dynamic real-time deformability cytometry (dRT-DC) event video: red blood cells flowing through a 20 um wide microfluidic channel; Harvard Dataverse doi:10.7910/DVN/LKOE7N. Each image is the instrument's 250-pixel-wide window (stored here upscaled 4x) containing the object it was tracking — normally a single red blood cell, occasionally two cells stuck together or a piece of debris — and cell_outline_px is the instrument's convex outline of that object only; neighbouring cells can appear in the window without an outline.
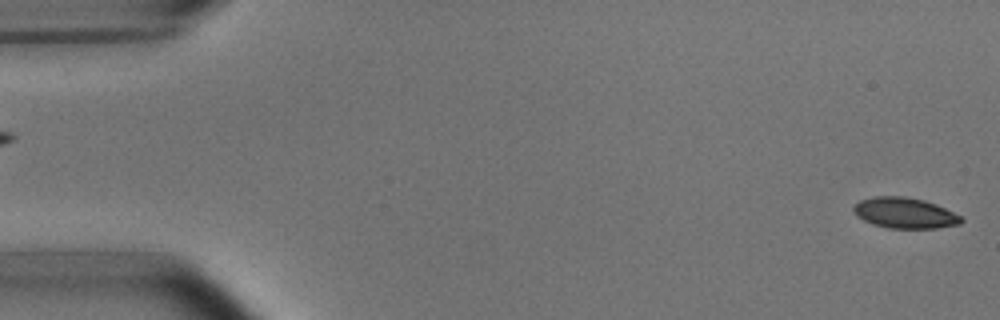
{"species": "common noctule bat (a hibernating species)", "species_latin": "Nyctalus noctula", "temperature_condition": "room temperature", "stored_images_in_passage": 4, "segment_of_instrument_passage": [2, 2], "camera_frame_rate_fps": 3000, "um_per_image_px": 0.085, "animal": {"sex": "male", "body_mass_g": 15.6}, "frame": {"image": 1, "passage_image": 4, "time_ms": 4.333, "image_size_px": [1000, 320], "cell_outline_px": [[964, 220], [960, 224], [936, 228], [888, 228], [872, 224], [864, 220], [852, 212], [852, 208], [860, 200], [872, 196], [904, 196], [924, 200], [936, 204], [960, 216]], "centroid_in_image_um": [76.88, 18.1], "position_along_channel_um": 8.1, "area_um2": 19.25}}